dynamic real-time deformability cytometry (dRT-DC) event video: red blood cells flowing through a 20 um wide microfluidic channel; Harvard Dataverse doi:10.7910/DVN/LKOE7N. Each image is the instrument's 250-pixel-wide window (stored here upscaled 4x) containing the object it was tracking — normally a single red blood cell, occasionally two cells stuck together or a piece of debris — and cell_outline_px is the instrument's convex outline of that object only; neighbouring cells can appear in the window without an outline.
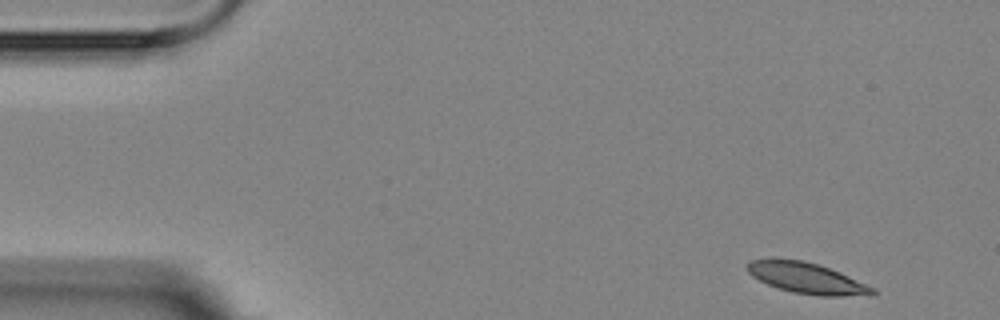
{"species": "Egyptian fruit bat (a non-hibernating species)", "species_latin": "Rousettus aegyptiacus", "temperature_condition": "room temperature", "stored_images_in_passage": 4, "camera_frame_rate_fps": 3000, "um_per_image_px": 0.085, "animal": {"sex": "female"}, "frame": {"image": 1, "passage_image": 1, "time_ms": 0.0, "image_size_px": [1000, 320], "cell_outline_px": [[876, 292], [872, 296], [820, 296], [792, 292], [776, 288], [752, 276], [748, 272], [748, 264], [752, 260], [800, 260], [816, 264], [840, 272], [876, 288]], "centroid_in_image_um": [68.67, 23.69], "position_along_channel_um": 16.3, "area_um2": 22.2}}